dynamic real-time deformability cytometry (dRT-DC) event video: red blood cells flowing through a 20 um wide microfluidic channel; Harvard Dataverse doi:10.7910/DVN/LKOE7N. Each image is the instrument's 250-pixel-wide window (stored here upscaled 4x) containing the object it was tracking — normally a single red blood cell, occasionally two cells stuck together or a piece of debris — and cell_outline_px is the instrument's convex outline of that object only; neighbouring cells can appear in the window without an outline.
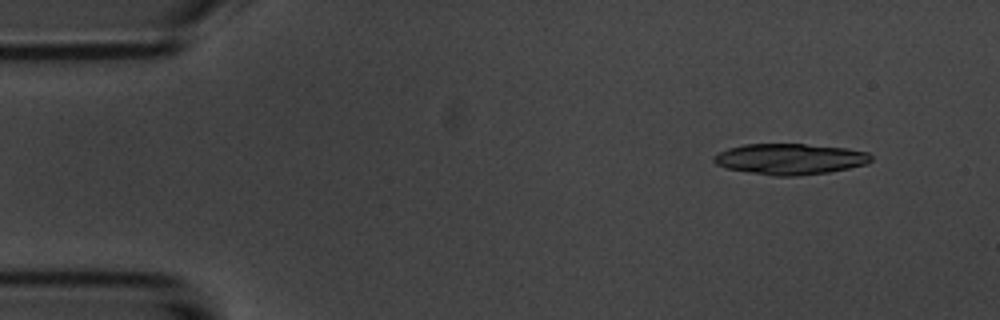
{"species": "common noctule bat (a hibernating species)", "species_latin": "Nyctalus noctula", "temperature_condition": "room temperature", "stored_images_in_passage": 4, "camera_frame_rate_fps": 3000, "um_per_image_px": 0.085, "animal": {"sex": "male", "body_mass_g": 20.1, "forearm_length_mm": 53.5}, "frame": {"image": 1, "passage_image": 2, "time_ms": 1.0, "image_size_px": [1000, 320], "cell_outline_px": [[872, 160], [868, 164], [828, 172], [796, 176], [776, 176], [728, 168], [716, 164], [712, 160], [712, 156], [728, 148], [744, 144], [804, 144], [848, 148], [868, 152], [872, 156]], "centroid_in_image_um": [67.18, 13.51], "position_along_channel_um": 17.8, "area_um2": 28.21}}